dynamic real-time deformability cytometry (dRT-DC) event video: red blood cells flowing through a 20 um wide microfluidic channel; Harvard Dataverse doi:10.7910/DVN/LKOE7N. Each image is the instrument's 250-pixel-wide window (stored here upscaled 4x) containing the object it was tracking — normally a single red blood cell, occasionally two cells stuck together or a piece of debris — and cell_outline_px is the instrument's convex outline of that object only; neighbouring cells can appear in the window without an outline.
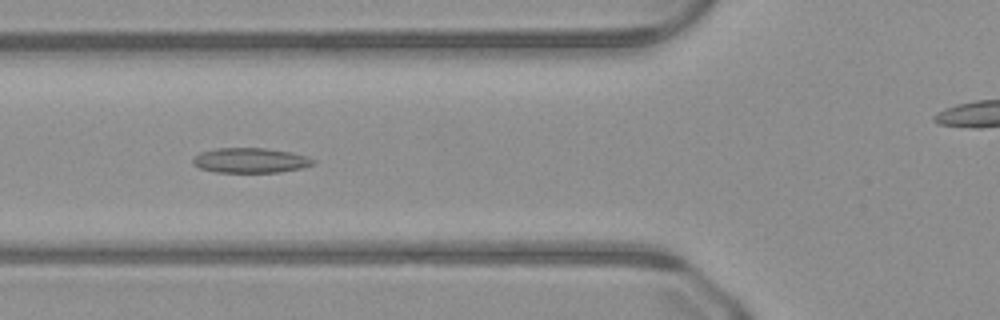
{"species": "common noctule bat (a hibernating species)", "species_latin": "Nyctalus noctula", "temperature_condition": "warm", "stored_images_in_passage": 45, "camera_frame_rate_fps": 3000, "um_per_image_px": 0.085, "animal": {"sex": "male", "body_mass_g": 23.1, "forearm_length_mm": 52.7}, "frame": {"image": 1, "passage_image": 13, "time_ms": 4.0, "image_size_px": [1000, 320], "cell_outline_px": [[316, 164], [300, 168], [280, 172], [216, 172], [200, 168], [192, 164], [192, 160], [200, 152], [216, 148], [264, 148], [292, 152], [308, 156], [316, 160]], "centroid_in_image_um": [21.31, 13.63], "position_along_channel_um": 104.5, "area_um2": 17.57}}
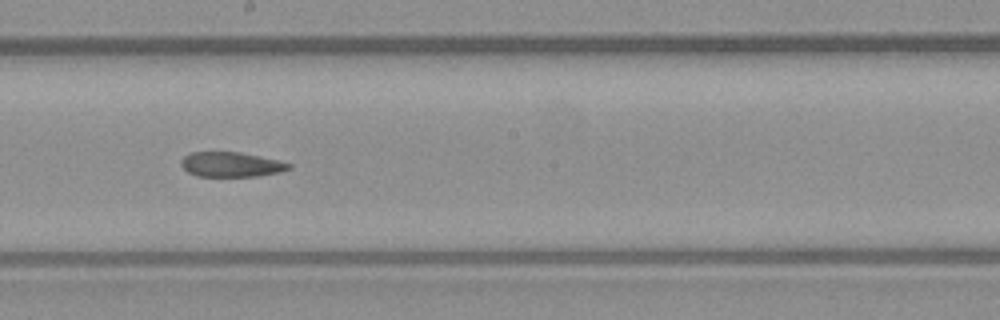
{"frame": {"image": 2, "passage_image": 22, "time_ms": 7.0, "image_size_px": [1000, 320], "cell_outline_px": [[292, 168], [280, 172], [260, 176], [196, 176], [188, 172], [180, 164], [180, 160], [184, 156], [192, 152], [240, 152], [260, 156], [292, 164]], "centroid_in_image_um": [19.64, 13.98], "position_along_channel_um": 228.6, "area_um2": 15.61}}
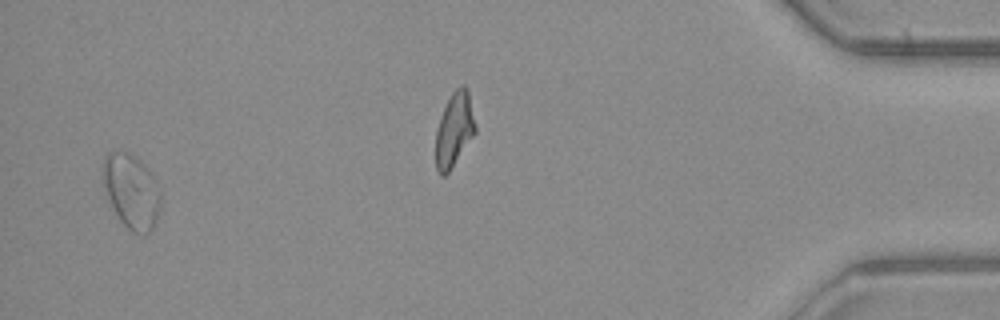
{"frame": {"image": 3, "passage_image": 43, "time_ms": 14.0, "image_size_px": [1000, 320], "cell_outline_px": [[160, 204], [156, 220], [152, 228], [144, 236], [132, 232], [120, 220], [108, 196], [104, 184], [104, 156], [108, 152], [120, 148], [128, 152], [140, 160], [148, 168], [156, 180], [160, 192]], "centroid_in_image_um": [11.19, 16.22], "position_along_channel_um": 424.0, "area_um2": 24.85}}